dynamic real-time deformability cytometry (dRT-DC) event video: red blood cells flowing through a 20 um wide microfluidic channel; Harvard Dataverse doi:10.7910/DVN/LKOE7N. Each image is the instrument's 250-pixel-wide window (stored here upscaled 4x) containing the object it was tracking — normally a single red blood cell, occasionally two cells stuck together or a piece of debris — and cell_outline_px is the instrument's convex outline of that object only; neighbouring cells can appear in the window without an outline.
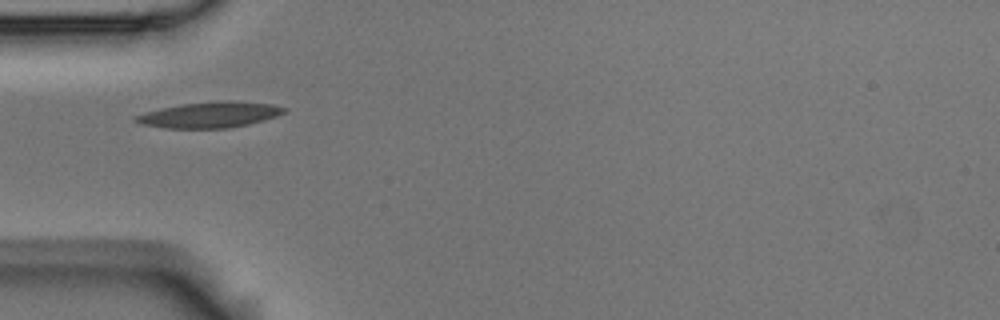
{"species": "Egyptian fruit bat (a non-hibernating species)", "species_latin": "Rousettus aegyptiacus", "temperature_condition": "room temperature", "stored_images_in_passage": 5, "camera_frame_rate_fps": 3000, "um_per_image_px": 0.085, "animal": {"sex": "male"}, "frame": {"image": 1, "passage_image": 1, "time_ms": 0.0, "image_size_px": [1000, 320], "cell_outline_px": [[288, 108], [284, 112], [276, 116], [264, 120], [248, 124], [228, 128], [164, 128], [140, 124], [132, 120], [132, 116], [144, 112], [160, 108], [180, 104], [220, 100], [236, 100], [272, 104]], "centroid_in_image_um": [17.78, 9.74], "position_along_channel_um": 67.2, "area_um2": 22.66}}
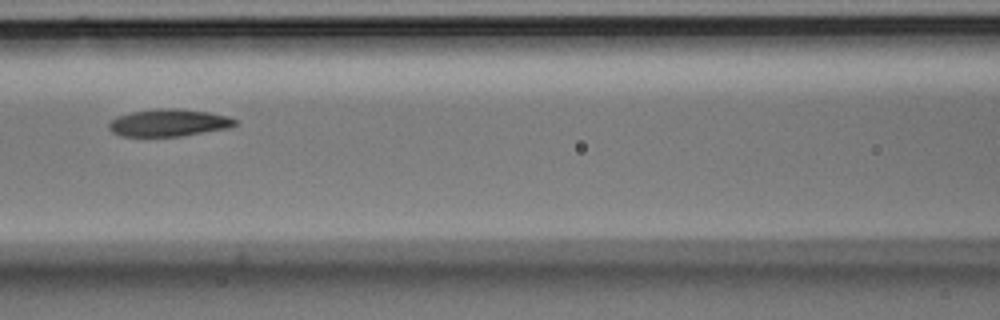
{"frame": {"image": 2, "passage_image": 3, "time_ms": 0.667, "image_size_px": [1000, 320], "cell_outline_px": [[240, 120], [236, 124], [228, 128], [180, 136], [120, 136], [112, 132], [108, 128], [108, 124], [116, 116], [132, 112], [156, 108], [172, 108], [208, 112], [228, 116]], "centroid_in_image_um": [14.34, 10.43], "position_along_channel_um": 152.3, "area_um2": 20.06}}
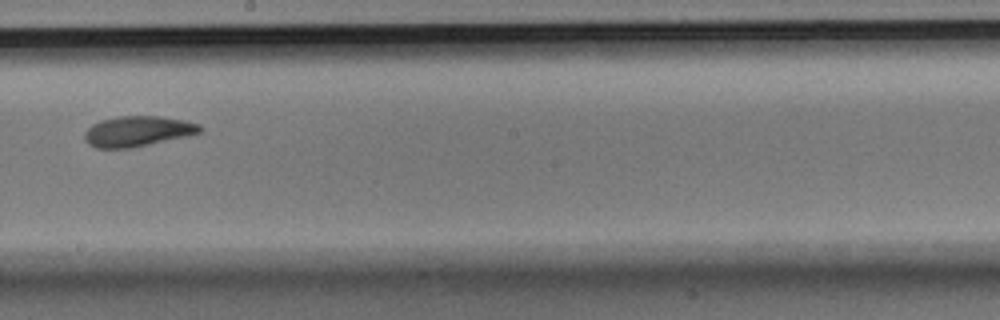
{"frame": {"image": 3, "passage_image": 5, "time_ms": 1.333, "image_size_px": [1000, 320], "cell_outline_px": [[204, 128], [200, 132], [184, 136], [132, 148], [96, 148], [88, 144], [84, 140], [84, 132], [92, 124], [100, 120], [120, 116], [156, 116], [184, 120], [200, 124]], "centroid_in_image_um": [11.66, 11.15], "position_along_channel_um": 236.5, "area_um2": 20.35}}